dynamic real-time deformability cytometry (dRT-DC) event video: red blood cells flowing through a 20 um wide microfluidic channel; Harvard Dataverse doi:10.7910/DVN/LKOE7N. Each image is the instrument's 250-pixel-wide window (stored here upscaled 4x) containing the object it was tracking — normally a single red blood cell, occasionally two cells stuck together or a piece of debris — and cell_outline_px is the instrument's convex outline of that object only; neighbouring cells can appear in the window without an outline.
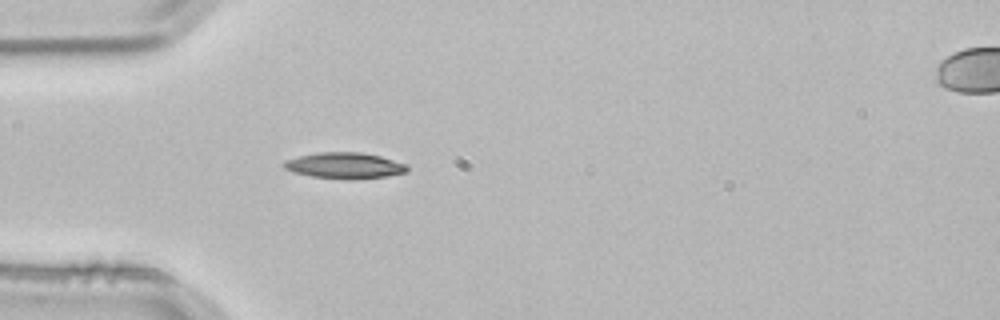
{"species": "common noctule bat (a hibernating species)", "species_latin": "Nyctalus noctula", "temperature_condition": "room temperature", "stored_images_in_passage": 2, "segment_of_instrument_passage": [1, 2], "camera_frame_rate_fps": 3000, "um_per_image_px": 0.085, "animal": {"sex": "male", "body_mass_g": 21.5, "forearm_length_mm": 52.0}, "frame": {"image": 1, "passage_image": 1, "time_ms": 0.0, "image_size_px": [1000, 320], "cell_outline_px": [[408, 172], [388, 176], [312, 176], [292, 172], [284, 168], [280, 164], [284, 160], [316, 152], [360, 152], [380, 156], [404, 164], [408, 168]], "centroid_in_image_um": [29.21, 14.01], "position_along_channel_um": 55.8, "area_um2": 17.69}}